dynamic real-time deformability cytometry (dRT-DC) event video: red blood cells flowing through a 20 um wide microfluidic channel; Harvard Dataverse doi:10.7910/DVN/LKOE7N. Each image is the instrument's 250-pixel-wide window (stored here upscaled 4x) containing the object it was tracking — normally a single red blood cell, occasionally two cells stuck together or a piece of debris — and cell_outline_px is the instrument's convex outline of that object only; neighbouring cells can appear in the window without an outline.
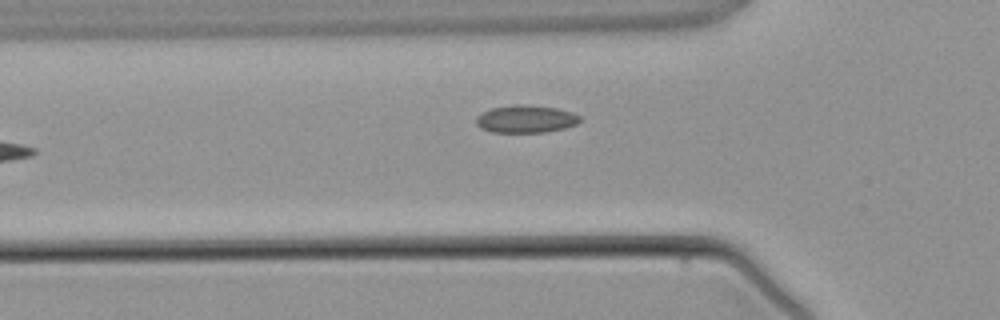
{"species": "common noctule bat (a hibernating species)", "species_latin": "Nyctalus noctula", "temperature_condition": "warm", "stored_images_in_passage": 5, "segment_of_instrument_passage": [1, 2], "camera_frame_rate_fps": 3000, "um_per_image_px": 0.085, "animal": {"sex": "male", "body_mass_g": 21.5, "forearm_length_mm": 52.0}, "frame": {"image": 1, "passage_image": 4, "time_ms": 3.667, "image_size_px": [1000, 320], "cell_outline_px": [[580, 120], [576, 124], [564, 128], [544, 132], [492, 132], [480, 128], [476, 124], [476, 116], [492, 108], [512, 104], [520, 104], [556, 108], [572, 112], [580, 116]], "centroid_in_image_um": [44.67, 10.11], "position_along_channel_um": 81.1, "area_um2": 16.59}}